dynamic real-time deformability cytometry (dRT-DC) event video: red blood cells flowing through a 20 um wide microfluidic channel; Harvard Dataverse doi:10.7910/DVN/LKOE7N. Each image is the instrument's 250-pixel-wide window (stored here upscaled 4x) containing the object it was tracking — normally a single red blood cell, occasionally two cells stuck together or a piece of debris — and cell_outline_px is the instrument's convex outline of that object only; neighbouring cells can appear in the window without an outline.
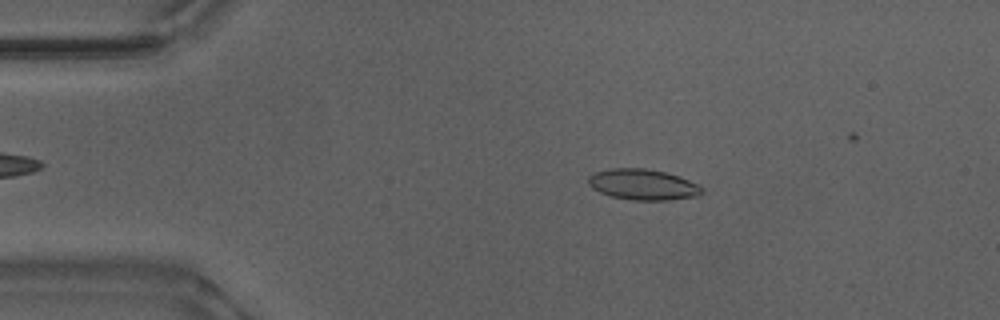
{"species": "Egyptian fruit bat (a non-hibernating species)", "species_latin": "Rousettus aegyptiacus", "temperature_condition": "warm", "stored_images_in_passage": 45, "camera_frame_rate_fps": 3000, "um_per_image_px": 0.085, "animal": {"sex": "male"}, "frame": {"image": 1, "passage_image": 9, "time_ms": 2.667, "image_size_px": [1000, 320], "cell_outline_px": [[704, 192], [696, 196], [668, 200], [632, 200], [612, 196], [600, 192], [592, 188], [588, 184], [588, 176], [596, 172], [612, 168], [644, 168], [664, 172], [680, 176], [704, 188]], "centroid_in_image_um": [54.65, 15.68], "position_along_channel_um": 30.4, "area_um2": 20.29}}
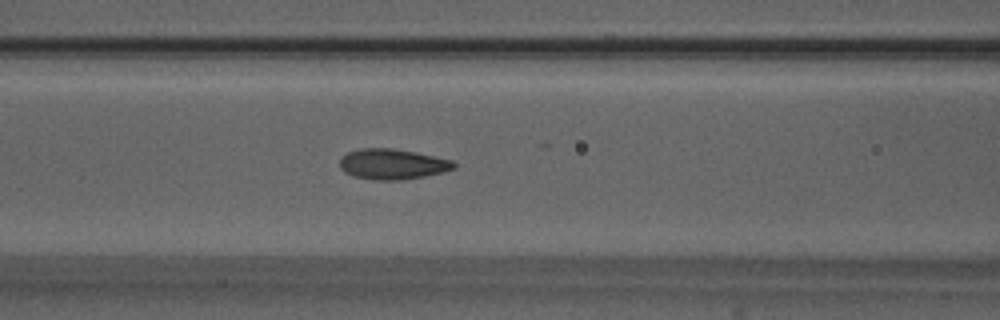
{"frame": {"image": 2, "passage_image": 21, "time_ms": 6.667, "image_size_px": [1000, 320], "cell_outline_px": [[456, 168], [444, 172], [404, 180], [372, 180], [352, 176], [344, 172], [340, 168], [340, 156], [348, 152], [360, 148], [392, 148], [416, 152], [452, 160], [456, 164]], "centroid_in_image_um": [33.34, 13.95], "position_along_channel_um": 133.3, "area_um2": 20.52}}
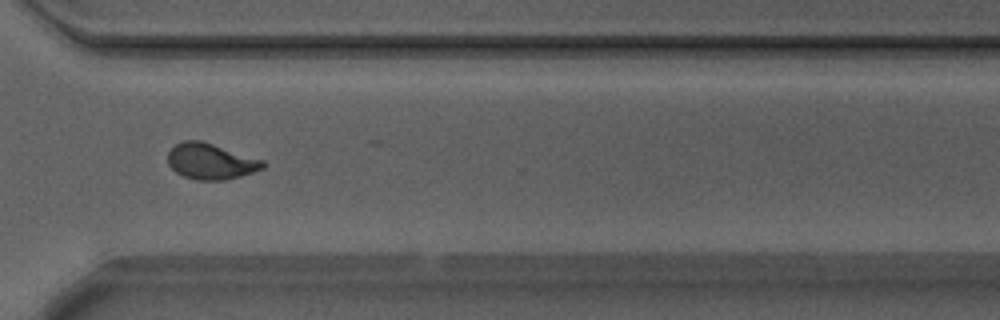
{"frame": {"image": 3, "passage_image": 38, "time_ms": 12.333, "image_size_px": [1000, 320], "cell_outline_px": [[268, 164], [264, 168], [240, 176], [224, 180], [196, 180], [184, 176], [176, 172], [168, 164], [168, 152], [176, 144], [184, 140], [200, 140], [264, 160]], "centroid_in_image_um": [17.93, 13.71], "position_along_channel_um": 352.7, "area_um2": 19.83}}